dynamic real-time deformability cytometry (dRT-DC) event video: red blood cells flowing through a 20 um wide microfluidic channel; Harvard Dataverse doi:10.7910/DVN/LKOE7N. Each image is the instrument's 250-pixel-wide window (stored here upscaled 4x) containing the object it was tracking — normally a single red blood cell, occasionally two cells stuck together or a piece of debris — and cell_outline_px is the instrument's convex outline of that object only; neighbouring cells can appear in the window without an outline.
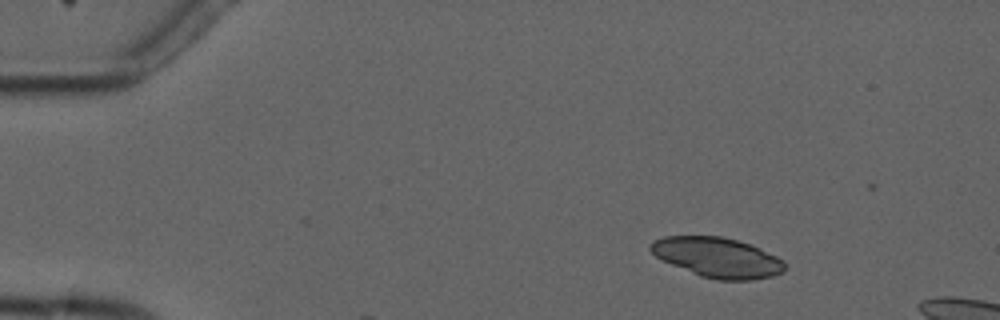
{"species": "common noctule bat (a hibernating species)", "species_latin": "Nyctalus noctula", "temperature_condition": "cold", "stored_images_in_passage": 5, "camera_frame_rate_fps": 3000, "um_per_image_px": 0.085, "animal": {"sex": "male", "forearm_length_mm": 52.5}, "frame": {"image": 1, "passage_image": 3, "time_ms": 2.333, "image_size_px": [1000, 320], "cell_outline_px": [[784, 272], [772, 276], [752, 280], [716, 280], [700, 276], [672, 264], [656, 256], [648, 248], [648, 244], [652, 240], [664, 236], [724, 236], [760, 248], [784, 260]], "centroid_in_image_um": [60.97, 21.88], "position_along_channel_um": 24.0, "area_um2": 31.21}}